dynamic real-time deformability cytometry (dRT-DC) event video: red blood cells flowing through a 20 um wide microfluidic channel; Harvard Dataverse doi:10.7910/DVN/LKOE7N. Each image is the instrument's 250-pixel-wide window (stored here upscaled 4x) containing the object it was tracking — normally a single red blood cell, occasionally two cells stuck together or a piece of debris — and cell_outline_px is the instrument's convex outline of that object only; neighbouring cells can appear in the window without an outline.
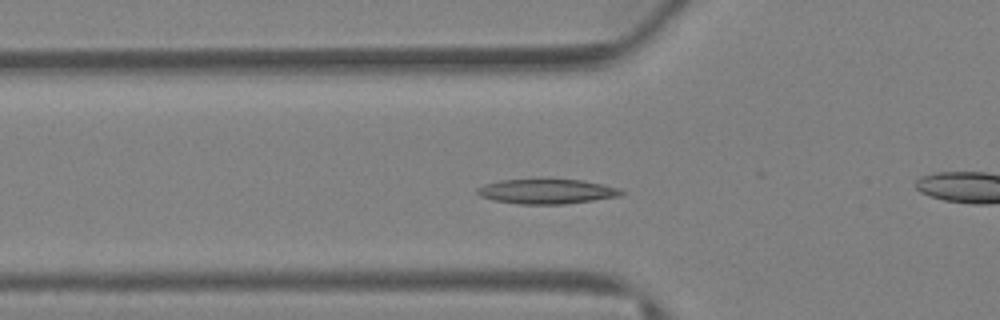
{"species": "Egyptian fruit bat (a non-hibernating species)", "species_latin": "Rousettus aegyptiacus", "temperature_condition": "warm", "stored_images_in_passage": 28, "camera_frame_rate_fps": 3000, "um_per_image_px": 0.085, "animal": {"sex": "female"}, "frame": {"image": 1, "passage_image": 2, "time_ms": 0.333, "image_size_px": [1000, 320], "cell_outline_px": [[624, 192], [620, 196], [564, 204], [520, 204], [492, 200], [480, 196], [476, 192], [476, 188], [484, 184], [500, 180], [540, 176], [584, 180], [604, 184], [620, 188]], "centroid_in_image_um": [46.44, 16.21], "position_along_channel_um": 79.4, "area_um2": 21.91}}
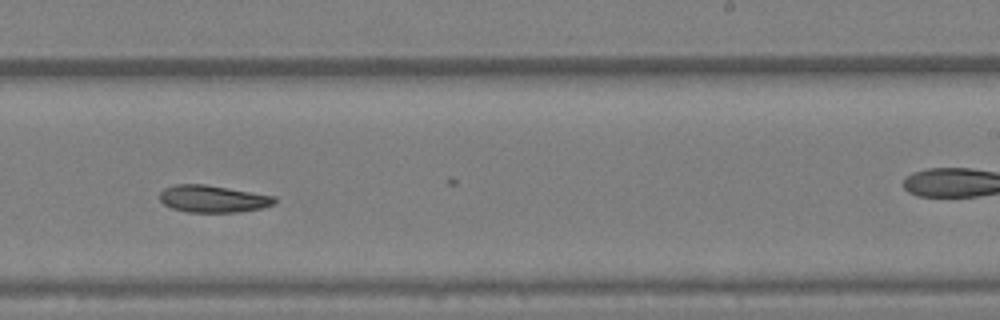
{"frame": {"image": 2, "passage_image": 13, "time_ms": 4.0, "image_size_px": [1000, 320], "cell_outline_px": [[276, 200], [272, 204], [264, 208], [240, 212], [188, 212], [172, 208], [164, 204], [160, 200], [160, 192], [164, 188], [176, 184], [204, 184], [276, 196]], "centroid_in_image_um": [18.1, 16.9], "position_along_channel_um": 270.9, "area_um2": 18.15}}
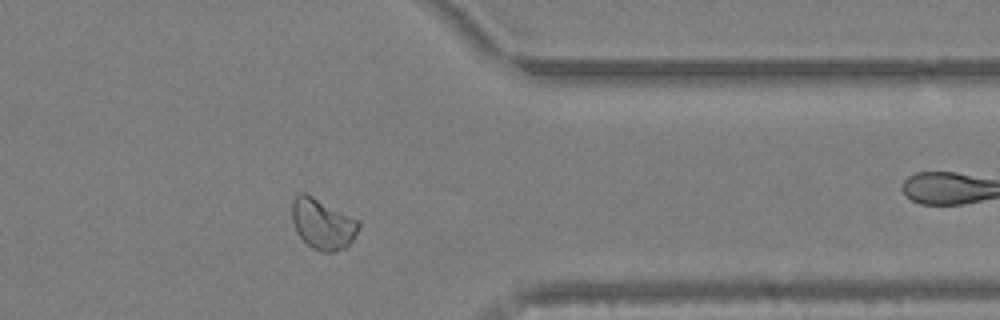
{"frame": {"image": 3, "passage_image": 20, "time_ms": 6.333, "image_size_px": [1000, 320], "cell_outline_px": [[360, 228], [352, 240], [344, 248], [332, 252], [320, 252], [312, 248], [296, 232], [292, 220], [292, 200], [300, 192], [304, 192], [360, 220]], "centroid_in_image_um": [27.43, 19.03], "position_along_channel_um": 384.0, "area_um2": 19.65}}